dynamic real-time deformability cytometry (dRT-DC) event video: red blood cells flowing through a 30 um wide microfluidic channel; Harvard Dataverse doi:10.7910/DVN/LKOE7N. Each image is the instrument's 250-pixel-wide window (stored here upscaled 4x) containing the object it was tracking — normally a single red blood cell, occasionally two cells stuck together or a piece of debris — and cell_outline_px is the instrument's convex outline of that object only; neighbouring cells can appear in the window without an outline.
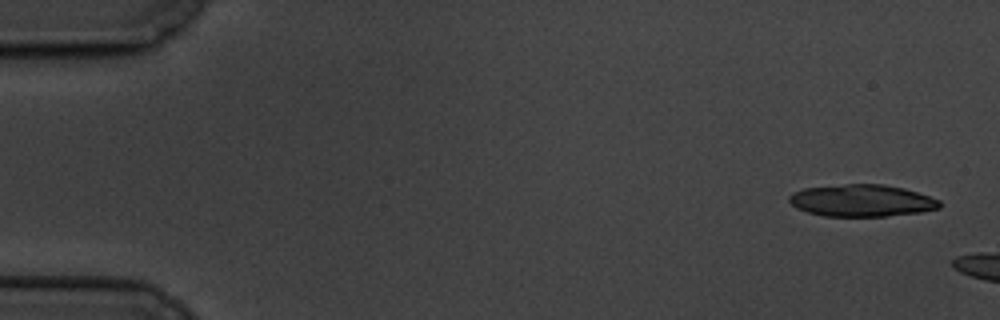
{"species": "common noctule bat (a hibernating species)", "species_latin": "Nyctalus noctula", "temperature_condition": "cold", "stored_images_in_passage": 4, "camera_frame_rate_fps": 3000, "um_per_image_px": 0.085, "animal": {"sex": "male", "body_mass_g": 19.5, "forearm_length_mm": 54.6}, "frame": {"image": 1, "passage_image": 1, "time_ms": 0.0, "image_size_px": [1000, 320], "cell_outline_px": [[940, 208], [920, 212], [888, 216], [824, 216], [808, 212], [796, 208], [788, 200], [788, 196], [792, 192], [804, 188], [844, 184], [884, 184], [904, 188], [940, 200]], "centroid_in_image_um": [73.22, 17.04], "position_along_channel_um": 11.8, "area_um2": 28.09}}